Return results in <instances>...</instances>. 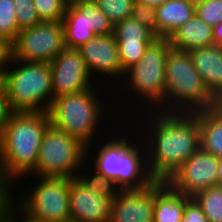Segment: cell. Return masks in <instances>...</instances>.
Segmentation results:
<instances>
[{"mask_svg":"<svg viewBox=\"0 0 222 222\" xmlns=\"http://www.w3.org/2000/svg\"><path fill=\"white\" fill-rule=\"evenodd\" d=\"M41 21H62L67 5L62 0H33Z\"/></svg>","mask_w":222,"mask_h":222,"instance_id":"29","label":"cell"},{"mask_svg":"<svg viewBox=\"0 0 222 222\" xmlns=\"http://www.w3.org/2000/svg\"><path fill=\"white\" fill-rule=\"evenodd\" d=\"M11 58V46L4 38L0 37V70H5Z\"/></svg>","mask_w":222,"mask_h":222,"instance_id":"35","label":"cell"},{"mask_svg":"<svg viewBox=\"0 0 222 222\" xmlns=\"http://www.w3.org/2000/svg\"><path fill=\"white\" fill-rule=\"evenodd\" d=\"M64 41L67 48H79L94 36L89 21V2L67 6L62 18Z\"/></svg>","mask_w":222,"mask_h":222,"instance_id":"17","label":"cell"},{"mask_svg":"<svg viewBox=\"0 0 222 222\" xmlns=\"http://www.w3.org/2000/svg\"><path fill=\"white\" fill-rule=\"evenodd\" d=\"M114 35L117 41H153L157 38L149 27L131 16L114 25Z\"/></svg>","mask_w":222,"mask_h":222,"instance_id":"24","label":"cell"},{"mask_svg":"<svg viewBox=\"0 0 222 222\" xmlns=\"http://www.w3.org/2000/svg\"><path fill=\"white\" fill-rule=\"evenodd\" d=\"M112 203L87 189L76 177L71 180L70 222H110Z\"/></svg>","mask_w":222,"mask_h":222,"instance_id":"15","label":"cell"},{"mask_svg":"<svg viewBox=\"0 0 222 222\" xmlns=\"http://www.w3.org/2000/svg\"><path fill=\"white\" fill-rule=\"evenodd\" d=\"M208 222H222V184L203 189L192 197Z\"/></svg>","mask_w":222,"mask_h":222,"instance_id":"23","label":"cell"},{"mask_svg":"<svg viewBox=\"0 0 222 222\" xmlns=\"http://www.w3.org/2000/svg\"><path fill=\"white\" fill-rule=\"evenodd\" d=\"M18 29L32 27L42 22L39 19L33 0H14Z\"/></svg>","mask_w":222,"mask_h":222,"instance_id":"30","label":"cell"},{"mask_svg":"<svg viewBox=\"0 0 222 222\" xmlns=\"http://www.w3.org/2000/svg\"><path fill=\"white\" fill-rule=\"evenodd\" d=\"M190 198L166 184L155 195L154 222H180L184 215L185 203Z\"/></svg>","mask_w":222,"mask_h":222,"instance_id":"21","label":"cell"},{"mask_svg":"<svg viewBox=\"0 0 222 222\" xmlns=\"http://www.w3.org/2000/svg\"><path fill=\"white\" fill-rule=\"evenodd\" d=\"M217 177L218 185L222 184V156L218 157Z\"/></svg>","mask_w":222,"mask_h":222,"instance_id":"40","label":"cell"},{"mask_svg":"<svg viewBox=\"0 0 222 222\" xmlns=\"http://www.w3.org/2000/svg\"><path fill=\"white\" fill-rule=\"evenodd\" d=\"M131 17L149 27L157 37L156 7L134 2Z\"/></svg>","mask_w":222,"mask_h":222,"instance_id":"33","label":"cell"},{"mask_svg":"<svg viewBox=\"0 0 222 222\" xmlns=\"http://www.w3.org/2000/svg\"><path fill=\"white\" fill-rule=\"evenodd\" d=\"M14 0H0V37L12 43L19 33Z\"/></svg>","mask_w":222,"mask_h":222,"instance_id":"25","label":"cell"},{"mask_svg":"<svg viewBox=\"0 0 222 222\" xmlns=\"http://www.w3.org/2000/svg\"><path fill=\"white\" fill-rule=\"evenodd\" d=\"M86 159L84 144L50 124L44 132L36 167L27 176L75 178L79 170L91 166Z\"/></svg>","mask_w":222,"mask_h":222,"instance_id":"9","label":"cell"},{"mask_svg":"<svg viewBox=\"0 0 222 222\" xmlns=\"http://www.w3.org/2000/svg\"><path fill=\"white\" fill-rule=\"evenodd\" d=\"M13 181L0 176V222H5L16 212V190ZM14 190V192H13Z\"/></svg>","mask_w":222,"mask_h":222,"instance_id":"28","label":"cell"},{"mask_svg":"<svg viewBox=\"0 0 222 222\" xmlns=\"http://www.w3.org/2000/svg\"><path fill=\"white\" fill-rule=\"evenodd\" d=\"M217 168L218 157L199 148L166 183L175 191L193 197L203 189L218 185Z\"/></svg>","mask_w":222,"mask_h":222,"instance_id":"11","label":"cell"},{"mask_svg":"<svg viewBox=\"0 0 222 222\" xmlns=\"http://www.w3.org/2000/svg\"><path fill=\"white\" fill-rule=\"evenodd\" d=\"M195 16V5L189 0H168L156 7L157 37L172 34Z\"/></svg>","mask_w":222,"mask_h":222,"instance_id":"18","label":"cell"},{"mask_svg":"<svg viewBox=\"0 0 222 222\" xmlns=\"http://www.w3.org/2000/svg\"><path fill=\"white\" fill-rule=\"evenodd\" d=\"M90 170L92 174L91 172L88 173L84 171L83 173L81 171L80 173L79 171L76 175V178L93 193L99 194L100 196L107 199L114 200L121 191V188L116 184L114 180L106 178L96 169H92V167H90Z\"/></svg>","mask_w":222,"mask_h":222,"instance_id":"22","label":"cell"},{"mask_svg":"<svg viewBox=\"0 0 222 222\" xmlns=\"http://www.w3.org/2000/svg\"><path fill=\"white\" fill-rule=\"evenodd\" d=\"M49 125L48 112L10 111L1 132V177L14 182L36 167L44 132Z\"/></svg>","mask_w":222,"mask_h":222,"instance_id":"2","label":"cell"},{"mask_svg":"<svg viewBox=\"0 0 222 222\" xmlns=\"http://www.w3.org/2000/svg\"><path fill=\"white\" fill-rule=\"evenodd\" d=\"M173 49L189 52L214 44L213 27L203 22L196 14L177 29L169 38Z\"/></svg>","mask_w":222,"mask_h":222,"instance_id":"19","label":"cell"},{"mask_svg":"<svg viewBox=\"0 0 222 222\" xmlns=\"http://www.w3.org/2000/svg\"><path fill=\"white\" fill-rule=\"evenodd\" d=\"M10 46L13 60L50 63L66 47L62 21H42L24 28Z\"/></svg>","mask_w":222,"mask_h":222,"instance_id":"10","label":"cell"},{"mask_svg":"<svg viewBox=\"0 0 222 222\" xmlns=\"http://www.w3.org/2000/svg\"><path fill=\"white\" fill-rule=\"evenodd\" d=\"M113 25L131 16L134 0H93Z\"/></svg>","mask_w":222,"mask_h":222,"instance_id":"27","label":"cell"},{"mask_svg":"<svg viewBox=\"0 0 222 222\" xmlns=\"http://www.w3.org/2000/svg\"><path fill=\"white\" fill-rule=\"evenodd\" d=\"M151 42L152 41H117L119 59L124 72L140 60Z\"/></svg>","mask_w":222,"mask_h":222,"instance_id":"26","label":"cell"},{"mask_svg":"<svg viewBox=\"0 0 222 222\" xmlns=\"http://www.w3.org/2000/svg\"><path fill=\"white\" fill-rule=\"evenodd\" d=\"M213 39L214 44L222 48V21L213 26Z\"/></svg>","mask_w":222,"mask_h":222,"instance_id":"37","label":"cell"},{"mask_svg":"<svg viewBox=\"0 0 222 222\" xmlns=\"http://www.w3.org/2000/svg\"><path fill=\"white\" fill-rule=\"evenodd\" d=\"M0 159H1V131H0Z\"/></svg>","mask_w":222,"mask_h":222,"instance_id":"44","label":"cell"},{"mask_svg":"<svg viewBox=\"0 0 222 222\" xmlns=\"http://www.w3.org/2000/svg\"><path fill=\"white\" fill-rule=\"evenodd\" d=\"M89 21L95 35L114 33L113 23L93 1H89Z\"/></svg>","mask_w":222,"mask_h":222,"instance_id":"32","label":"cell"},{"mask_svg":"<svg viewBox=\"0 0 222 222\" xmlns=\"http://www.w3.org/2000/svg\"><path fill=\"white\" fill-rule=\"evenodd\" d=\"M53 99L91 89L97 84L77 48L65 47L51 62ZM95 84V85H93Z\"/></svg>","mask_w":222,"mask_h":222,"instance_id":"12","label":"cell"},{"mask_svg":"<svg viewBox=\"0 0 222 222\" xmlns=\"http://www.w3.org/2000/svg\"><path fill=\"white\" fill-rule=\"evenodd\" d=\"M0 98H6L5 70H0Z\"/></svg>","mask_w":222,"mask_h":222,"instance_id":"38","label":"cell"},{"mask_svg":"<svg viewBox=\"0 0 222 222\" xmlns=\"http://www.w3.org/2000/svg\"><path fill=\"white\" fill-rule=\"evenodd\" d=\"M165 83L164 112L193 113L219 103L205 87L188 52L170 49Z\"/></svg>","mask_w":222,"mask_h":222,"instance_id":"5","label":"cell"},{"mask_svg":"<svg viewBox=\"0 0 222 222\" xmlns=\"http://www.w3.org/2000/svg\"><path fill=\"white\" fill-rule=\"evenodd\" d=\"M18 217V214L15 212L8 220L5 222H13Z\"/></svg>","mask_w":222,"mask_h":222,"instance_id":"42","label":"cell"},{"mask_svg":"<svg viewBox=\"0 0 222 222\" xmlns=\"http://www.w3.org/2000/svg\"><path fill=\"white\" fill-rule=\"evenodd\" d=\"M180 222H208V220L201 207L191 197L185 203L184 215Z\"/></svg>","mask_w":222,"mask_h":222,"instance_id":"34","label":"cell"},{"mask_svg":"<svg viewBox=\"0 0 222 222\" xmlns=\"http://www.w3.org/2000/svg\"><path fill=\"white\" fill-rule=\"evenodd\" d=\"M9 113H10V110L8 108L6 98H0V131L1 132L6 123Z\"/></svg>","mask_w":222,"mask_h":222,"instance_id":"36","label":"cell"},{"mask_svg":"<svg viewBox=\"0 0 222 222\" xmlns=\"http://www.w3.org/2000/svg\"><path fill=\"white\" fill-rule=\"evenodd\" d=\"M188 53L209 93L222 103V48L213 44Z\"/></svg>","mask_w":222,"mask_h":222,"instance_id":"16","label":"cell"},{"mask_svg":"<svg viewBox=\"0 0 222 222\" xmlns=\"http://www.w3.org/2000/svg\"><path fill=\"white\" fill-rule=\"evenodd\" d=\"M200 148L217 157L222 156V103L198 111Z\"/></svg>","mask_w":222,"mask_h":222,"instance_id":"20","label":"cell"},{"mask_svg":"<svg viewBox=\"0 0 222 222\" xmlns=\"http://www.w3.org/2000/svg\"><path fill=\"white\" fill-rule=\"evenodd\" d=\"M134 1L137 3H143L154 7H158L163 5L168 0H134Z\"/></svg>","mask_w":222,"mask_h":222,"instance_id":"39","label":"cell"},{"mask_svg":"<svg viewBox=\"0 0 222 222\" xmlns=\"http://www.w3.org/2000/svg\"><path fill=\"white\" fill-rule=\"evenodd\" d=\"M67 6L75 5L77 3L89 2L93 0H62Z\"/></svg>","mask_w":222,"mask_h":222,"instance_id":"41","label":"cell"},{"mask_svg":"<svg viewBox=\"0 0 222 222\" xmlns=\"http://www.w3.org/2000/svg\"><path fill=\"white\" fill-rule=\"evenodd\" d=\"M72 179L38 176L36 186L31 187L33 190H28L30 192L27 194L24 192L23 198L16 197L19 219L22 222H70L69 192Z\"/></svg>","mask_w":222,"mask_h":222,"instance_id":"8","label":"cell"},{"mask_svg":"<svg viewBox=\"0 0 222 222\" xmlns=\"http://www.w3.org/2000/svg\"><path fill=\"white\" fill-rule=\"evenodd\" d=\"M78 50L81 52L88 71L92 77L95 76L94 80H97V83H101L98 81L100 78L96 79L98 74L97 76H101V79L104 77L103 79L107 78L108 81H110L109 79L114 80L116 89H119L116 85H120L125 72L121 67L118 43L114 33L95 35L89 42L81 45Z\"/></svg>","mask_w":222,"mask_h":222,"instance_id":"13","label":"cell"},{"mask_svg":"<svg viewBox=\"0 0 222 222\" xmlns=\"http://www.w3.org/2000/svg\"><path fill=\"white\" fill-rule=\"evenodd\" d=\"M195 14L212 27L222 21V0H207L195 5Z\"/></svg>","mask_w":222,"mask_h":222,"instance_id":"31","label":"cell"},{"mask_svg":"<svg viewBox=\"0 0 222 222\" xmlns=\"http://www.w3.org/2000/svg\"><path fill=\"white\" fill-rule=\"evenodd\" d=\"M171 48L169 38H155L147 46L140 60L125 72L122 83H120L124 86L120 85L121 87H119L122 91L121 93L116 92V94H122L123 89H125L124 93L129 92L127 94L133 98V101L135 100L134 98H139L142 101H139V103L142 104L140 106V104L135 103L140 107L136 108L138 109L136 113L140 112L144 107L145 109L143 110L148 111L151 109L164 112L165 64Z\"/></svg>","mask_w":222,"mask_h":222,"instance_id":"6","label":"cell"},{"mask_svg":"<svg viewBox=\"0 0 222 222\" xmlns=\"http://www.w3.org/2000/svg\"><path fill=\"white\" fill-rule=\"evenodd\" d=\"M166 184L154 180L141 189H121L113 200L110 222H154L155 195Z\"/></svg>","mask_w":222,"mask_h":222,"instance_id":"14","label":"cell"},{"mask_svg":"<svg viewBox=\"0 0 222 222\" xmlns=\"http://www.w3.org/2000/svg\"><path fill=\"white\" fill-rule=\"evenodd\" d=\"M129 128L128 130L133 134L132 136L131 134L129 136V132L127 131H120L122 132L121 135L118 133V135H114L111 139L104 138L105 142L102 139L101 143L99 138L98 144L95 140V143L87 147L86 160H93L92 168L96 169L106 178L114 180L121 189H141L150 185L154 179L148 171L145 144L139 138L138 133H136L138 131L134 129V133H132L133 131L131 130L133 129ZM123 132L128 133V136L133 139H128V136ZM115 136L116 138H114ZM134 136L138 137L135 139ZM94 144H98L97 150ZM91 147L95 150H92ZM91 151L97 152L95 154L96 157ZM88 156H92V159Z\"/></svg>","mask_w":222,"mask_h":222,"instance_id":"3","label":"cell"},{"mask_svg":"<svg viewBox=\"0 0 222 222\" xmlns=\"http://www.w3.org/2000/svg\"><path fill=\"white\" fill-rule=\"evenodd\" d=\"M13 222H22L19 217H17Z\"/></svg>","mask_w":222,"mask_h":222,"instance_id":"45","label":"cell"},{"mask_svg":"<svg viewBox=\"0 0 222 222\" xmlns=\"http://www.w3.org/2000/svg\"><path fill=\"white\" fill-rule=\"evenodd\" d=\"M193 5H198V4H200V3H203V2H205V1H207V0H189Z\"/></svg>","mask_w":222,"mask_h":222,"instance_id":"43","label":"cell"},{"mask_svg":"<svg viewBox=\"0 0 222 222\" xmlns=\"http://www.w3.org/2000/svg\"><path fill=\"white\" fill-rule=\"evenodd\" d=\"M97 87L56 97L48 110L53 127L79 140L86 147L98 139V129L103 130L101 120L105 118L103 115L107 113L106 109L110 108L104 103L106 100L99 97L103 94L100 92L99 95Z\"/></svg>","mask_w":222,"mask_h":222,"instance_id":"4","label":"cell"},{"mask_svg":"<svg viewBox=\"0 0 222 222\" xmlns=\"http://www.w3.org/2000/svg\"><path fill=\"white\" fill-rule=\"evenodd\" d=\"M5 76L10 111L48 112L53 101L50 63L10 58Z\"/></svg>","mask_w":222,"mask_h":222,"instance_id":"7","label":"cell"},{"mask_svg":"<svg viewBox=\"0 0 222 222\" xmlns=\"http://www.w3.org/2000/svg\"><path fill=\"white\" fill-rule=\"evenodd\" d=\"M148 112L137 113L133 123L140 118V126L137 122L135 126L145 144L149 174L154 180L167 181L200 148L198 111Z\"/></svg>","mask_w":222,"mask_h":222,"instance_id":"1","label":"cell"}]
</instances>
